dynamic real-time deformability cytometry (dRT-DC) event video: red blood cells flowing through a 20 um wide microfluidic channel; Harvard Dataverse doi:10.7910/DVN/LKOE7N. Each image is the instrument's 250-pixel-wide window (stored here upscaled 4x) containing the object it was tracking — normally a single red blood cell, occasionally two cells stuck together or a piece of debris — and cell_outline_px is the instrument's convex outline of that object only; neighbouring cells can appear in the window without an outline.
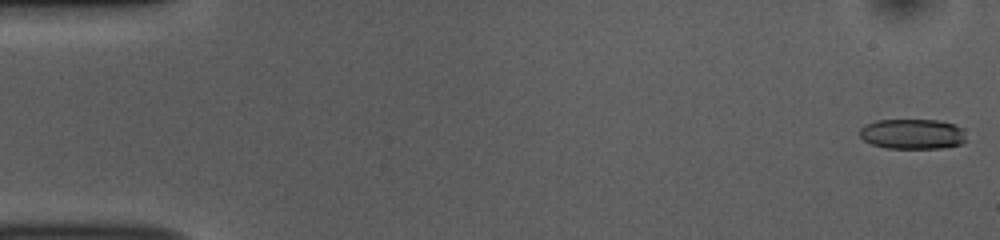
{"species": "common noctule bat (a hibernating species)", "species_latin": "Nyctalus noctula", "temperature_condition": "room temperature", "stored_images_in_passage": 53, "camera_frame_rate_fps": 3000, "um_per_image_px": 0.085, "animal": {"sex": "female", "body_mass_g": 10.0, "forearm_length_mm": 53.1}, "frame": {"image": 1, "passage_image": 1, "time_ms": 0.0, "image_size_px": [1000, 240], "cell_outline_px": [[964, 140], [960, 144], [944, 148], [888, 148], [872, 144], [864, 140], [860, 136], [860, 128], [864, 124], [876, 120], [936, 120], [956, 124], [960, 128]], "centroid_in_image_um": [77.5, 11.38], "position_along_channel_um": 7.5, "area_um2": 18.55}}
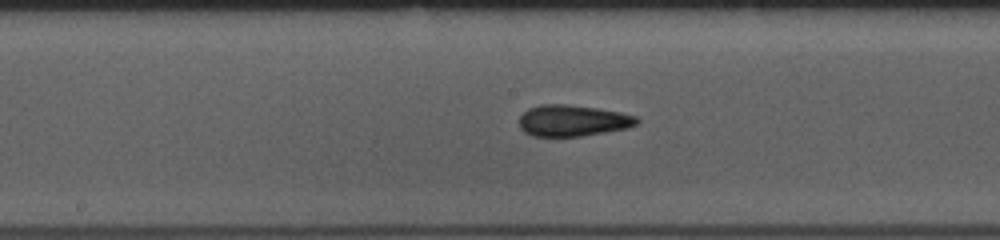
{"frame": {"image": 2, "passage_image": 27, "time_ms": 8.667, "image_size_px": [1000, 240], "cell_outline_px": [[640, 120], [636, 124], [628, 128], [580, 136], [532, 136], [524, 132], [520, 128], [520, 116], [528, 108], [540, 104], [568, 104], [596, 108], [620, 112], [636, 116]], "centroid_in_image_um": [48.67, 10.24], "position_along_channel_um": 199.5, "area_um2": 21.44}}
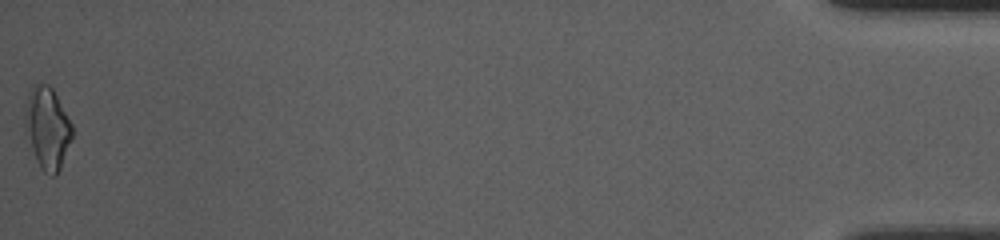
{"frame": {"image": 3, "passage_image": 53, "time_ms": 17.333, "image_size_px": [1000, 240], "cell_outline_px": [[72, 140], [60, 168], [56, 176], [48, 176], [40, 168], [36, 160], [24, 132], [24, 108], [28, 92], [32, 84], [48, 84], [52, 88], [72, 124]], "centroid_in_image_um": [3.99, 10.89], "position_along_channel_um": 431.2, "area_um2": 22.89}, "authors_computed_cell_mechanics": {"area_um2": 20.5768, "velocity_mm_per_s": 3.7859, "shape_relaxation_time_tau1_ms": 4.8706, "shape_relaxation_time_tau2_ms": 2.0045, "deformation_change_tau1": 0.1263, "deformation_change_tau2": 0.0979}}